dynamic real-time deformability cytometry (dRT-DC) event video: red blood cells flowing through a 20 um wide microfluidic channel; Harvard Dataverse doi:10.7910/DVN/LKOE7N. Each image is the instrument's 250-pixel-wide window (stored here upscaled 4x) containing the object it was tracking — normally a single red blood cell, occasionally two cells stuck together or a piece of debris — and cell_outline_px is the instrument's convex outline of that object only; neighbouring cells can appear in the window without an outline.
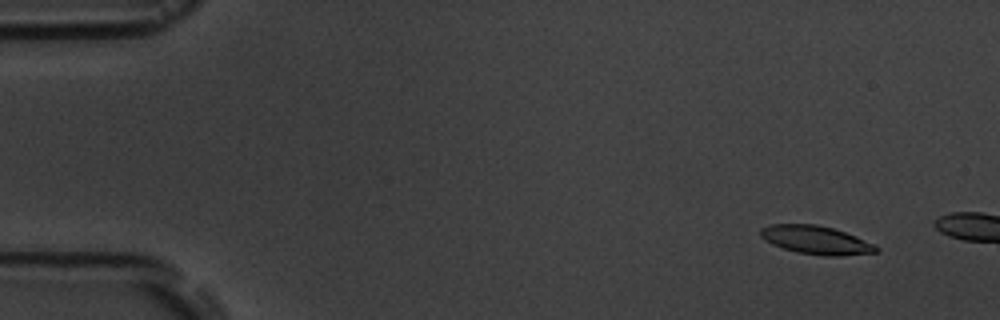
{"species": "common noctule bat (a hibernating species)", "species_latin": "Nyctalus noctula", "temperature_condition": "room temperature", "stored_images_in_passage": 4, "camera_frame_rate_fps": 3000, "um_per_image_px": 0.085, "animal": {"sex": "male", "body_mass_g": 19.5, "forearm_length_mm": 54.6}, "frame": {"image": 1, "passage_image": 2, "time_ms": 1.0, "image_size_px": [1000, 320], "cell_outline_px": [[880, 252], [836, 256], [824, 256], [796, 252], [772, 244], [760, 236], [760, 228], [768, 224], [816, 224], [832, 228], [856, 236], [876, 244], [880, 248]], "centroid_in_image_um": [69.39, 20.4], "position_along_channel_um": 15.6, "area_um2": 19.25}}